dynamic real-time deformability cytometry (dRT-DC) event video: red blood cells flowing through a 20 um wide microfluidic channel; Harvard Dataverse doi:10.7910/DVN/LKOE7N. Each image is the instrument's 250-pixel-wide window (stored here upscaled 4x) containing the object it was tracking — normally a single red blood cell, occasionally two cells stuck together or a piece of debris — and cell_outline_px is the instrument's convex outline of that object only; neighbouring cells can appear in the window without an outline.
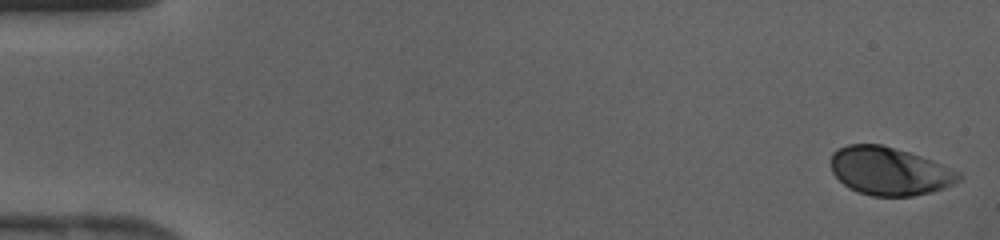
{"species": "human", "species_latin": "Homo sapiens", "temperature_condition": "cold", "stored_images_in_passage": 42, "camera_frame_rate_fps": 3000, "um_per_image_px": 0.085, "donor": {"sex": "female"}, "frame": {"image": 1, "passage_image": 1, "time_ms": 0.0, "image_size_px": [1000, 240], "cell_outline_px": [[960, 180], [944, 188], [932, 192], [912, 196], [872, 196], [848, 188], [832, 172], [832, 152], [848, 144], [880, 144], [908, 152], [932, 160], [960, 172]], "centroid_in_image_um": [75.61, 14.55], "position_along_channel_um": 9.4, "area_um2": 35.55}}
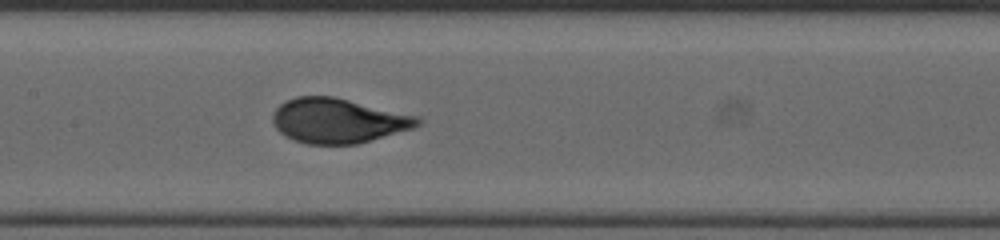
{"frame": {"image": 2, "passage_image": 21, "time_ms": 6.667, "image_size_px": [1000, 240], "cell_outline_px": [[420, 124], [412, 128], [356, 144], [308, 144], [292, 140], [284, 136], [276, 128], [272, 120], [272, 116], [276, 108], [280, 104], [296, 96], [332, 96], [420, 116]], "centroid_in_image_um": [28.71, 10.25], "position_along_channel_um": 178.7, "area_um2": 37.63}}
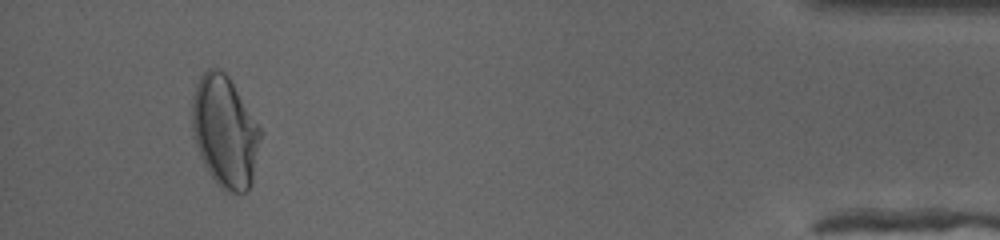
{"frame": {"image": 3, "passage_image": 40, "time_ms": 13.0, "image_size_px": [1000, 240], "cell_outline_px": [[264, 132], [252, 184], [248, 192], [224, 192], [216, 184], [208, 172], [200, 156], [196, 144], [192, 128], [192, 96], [196, 84], [200, 76], [208, 68], [216, 68], [224, 72], [228, 76]], "centroid_in_image_um": [19.15, 11.22], "position_along_channel_um": 416.0, "area_um2": 45.08}}